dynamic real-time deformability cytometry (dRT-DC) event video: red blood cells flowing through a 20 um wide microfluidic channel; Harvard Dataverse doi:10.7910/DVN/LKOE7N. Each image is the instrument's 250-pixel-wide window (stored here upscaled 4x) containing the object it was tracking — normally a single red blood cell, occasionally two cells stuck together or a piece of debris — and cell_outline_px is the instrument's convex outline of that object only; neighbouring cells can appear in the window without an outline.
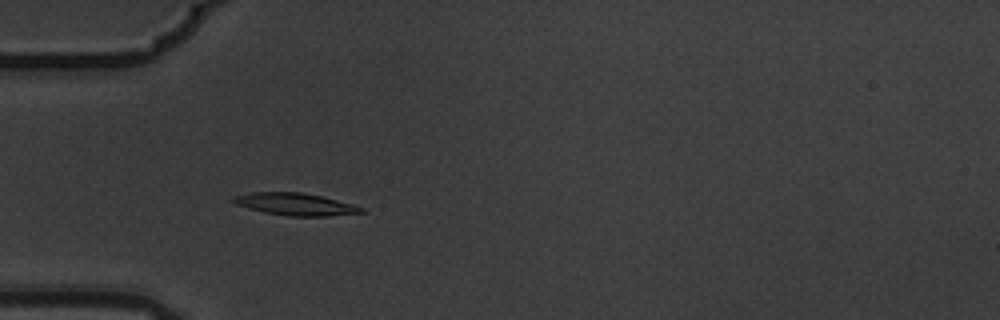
{"species": "common noctule bat (a hibernating species)", "species_latin": "Nyctalus noctula", "temperature_condition": "warm", "stored_images_in_passage": 13, "camera_frame_rate_fps": 3000, "um_per_image_px": 0.085, "animal": {"sex": "male", "body_mass_g": 19.5, "forearm_length_mm": 54.6}, "frame": {"image": 1, "passage_image": 5, "time_ms": 1.333, "image_size_px": [1000, 320], "cell_outline_px": [[364, 212], [328, 216], [288, 216], [264, 212], [236, 204], [228, 200], [232, 196], [252, 192], [300, 192], [320, 196], [352, 204], [364, 208]], "centroid_in_image_um": [25.05, 17.35], "position_along_channel_um": 60.0, "area_um2": 16.47}}
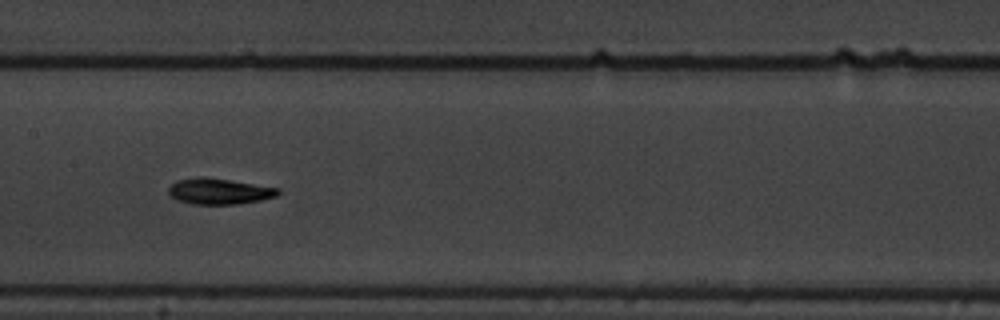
{"frame": {"image": 2, "passage_image": 8, "time_ms": 2.333, "image_size_px": [1000, 320], "cell_outline_px": [[280, 192], [276, 196], [260, 200], [236, 204], [192, 204], [176, 200], [168, 192], [168, 188], [176, 180], [200, 176], [204, 176], [280, 188]], "centroid_in_image_um": [18.6, 16.25], "position_along_channel_um": 188.8, "area_um2": 16.53}}
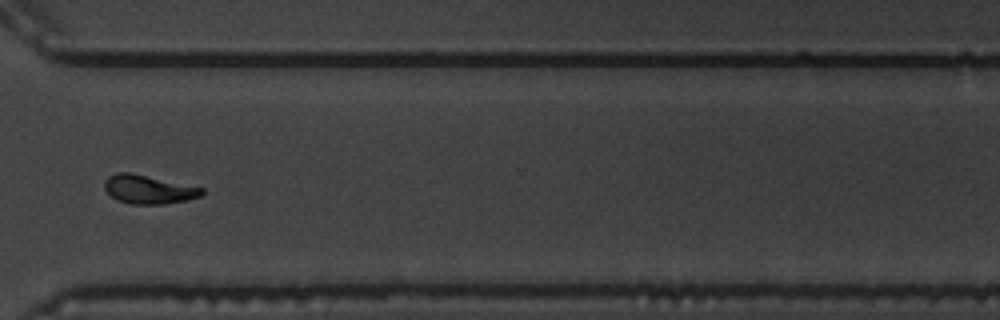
{"frame": {"image": 3, "passage_image": 12, "time_ms": 3.667, "image_size_px": [1000, 320], "cell_outline_px": [[204, 192], [200, 196], [188, 200], [164, 204], [132, 204], [116, 200], [104, 188], [104, 180], [108, 176], [116, 172], [128, 172], [204, 188]], "centroid_in_image_um": [12.61, 16.1], "position_along_channel_um": 358.0, "area_um2": 16.18}}